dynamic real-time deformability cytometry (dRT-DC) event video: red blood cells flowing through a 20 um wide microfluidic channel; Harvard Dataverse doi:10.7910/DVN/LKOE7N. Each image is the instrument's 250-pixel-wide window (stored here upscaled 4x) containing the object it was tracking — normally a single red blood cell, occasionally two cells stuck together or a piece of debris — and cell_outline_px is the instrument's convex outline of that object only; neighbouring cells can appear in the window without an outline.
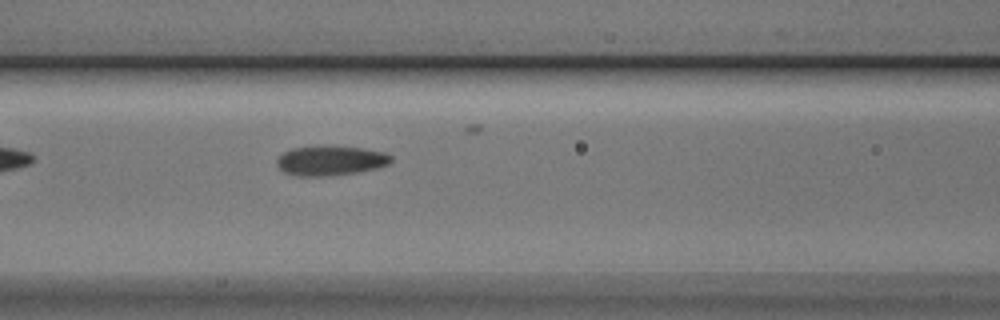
{"species": "Egyptian fruit bat (a non-hibernating species)", "species_latin": "Rousettus aegyptiacus", "temperature_condition": "cold", "stored_images_in_passage": 25, "camera_frame_rate_fps": 3000, "um_per_image_px": 0.085, "animal": {"sex": "male"}, "frame": {"image": 1, "passage_image": 5, "time_ms": 1.333, "image_size_px": [1000, 320], "cell_outline_px": [[392, 160], [388, 164], [376, 168], [356, 172], [332, 176], [300, 176], [284, 172], [276, 164], [276, 160], [284, 152], [292, 148], [360, 148], [384, 152], [392, 156]], "centroid_in_image_um": [28.1, 13.69], "position_along_channel_um": 138.5, "area_um2": 19.02}}
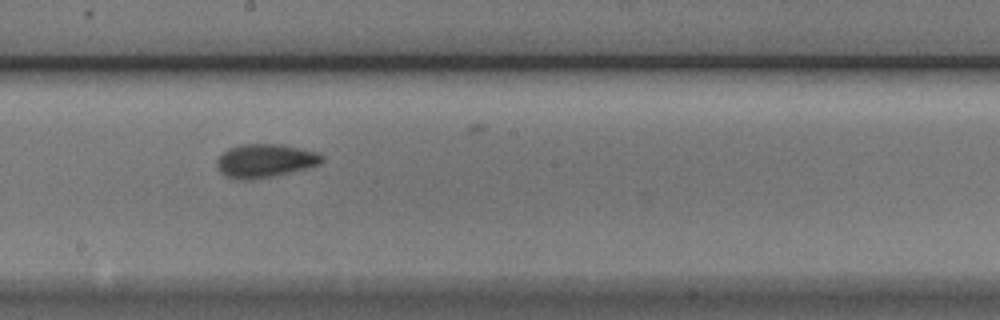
{"frame": {"image": 2, "passage_image": 12, "time_ms": 3.667, "image_size_px": [1000, 320], "cell_outline_px": [[324, 160], [320, 164], [272, 176], [248, 180], [240, 180], [224, 176], [220, 172], [216, 164], [216, 160], [228, 148], [240, 144], [280, 144], [320, 152], [324, 156]], "centroid_in_image_um": [22.52, 13.65], "position_along_channel_um": 225.7, "area_um2": 20.52}}
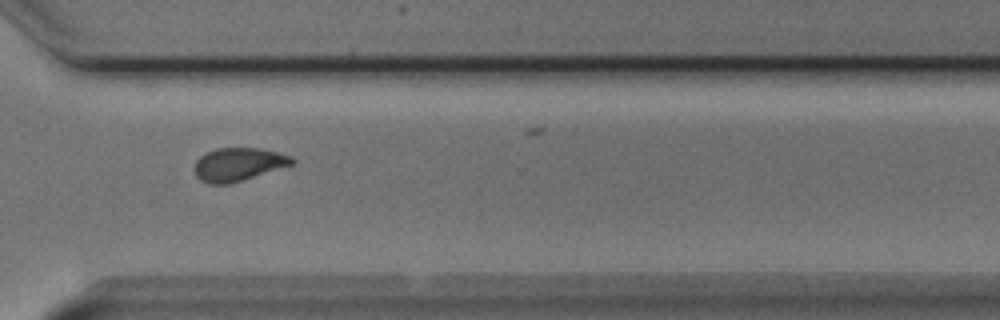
{"frame": {"image": 3, "passage_image": 22, "time_ms": 7.0, "image_size_px": [1000, 320], "cell_outline_px": [[296, 160], [292, 164], [228, 184], [208, 184], [200, 180], [196, 176], [196, 160], [200, 156], [216, 148], [260, 148], [292, 156]], "centroid_in_image_um": [20.24, 13.96], "position_along_channel_um": 350.4, "area_um2": 18.5}}